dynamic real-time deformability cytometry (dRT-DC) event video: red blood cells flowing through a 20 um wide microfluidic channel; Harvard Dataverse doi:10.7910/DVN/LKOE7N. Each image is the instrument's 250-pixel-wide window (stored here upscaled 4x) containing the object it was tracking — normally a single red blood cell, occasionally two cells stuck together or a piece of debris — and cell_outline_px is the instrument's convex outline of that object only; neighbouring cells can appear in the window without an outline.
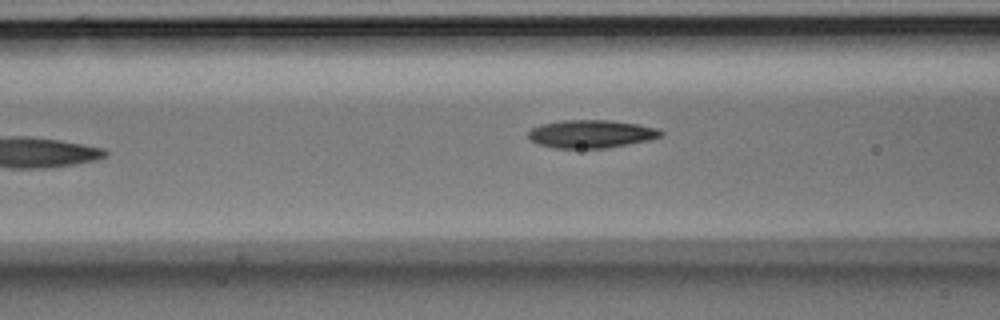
{"species": "Egyptian fruit bat (a non-hibernating species)", "species_latin": "Rousettus aegyptiacus", "temperature_condition": "room temperature", "stored_images_in_passage": 7, "camera_frame_rate_fps": 3000, "um_per_image_px": 0.085, "animal": {"sex": "male"}, "frame": {"image": 1, "passage_image": 7, "time_ms": 2.0, "image_size_px": [1000, 320], "cell_outline_px": [[664, 132], [660, 136], [648, 140], [604, 148], [552, 148], [536, 144], [528, 140], [528, 132], [532, 128], [540, 124], [560, 120], [612, 120], [636, 124], [656, 128]], "centroid_in_image_um": [50.16, 11.38], "position_along_channel_um": 116.4, "area_um2": 21.68}}